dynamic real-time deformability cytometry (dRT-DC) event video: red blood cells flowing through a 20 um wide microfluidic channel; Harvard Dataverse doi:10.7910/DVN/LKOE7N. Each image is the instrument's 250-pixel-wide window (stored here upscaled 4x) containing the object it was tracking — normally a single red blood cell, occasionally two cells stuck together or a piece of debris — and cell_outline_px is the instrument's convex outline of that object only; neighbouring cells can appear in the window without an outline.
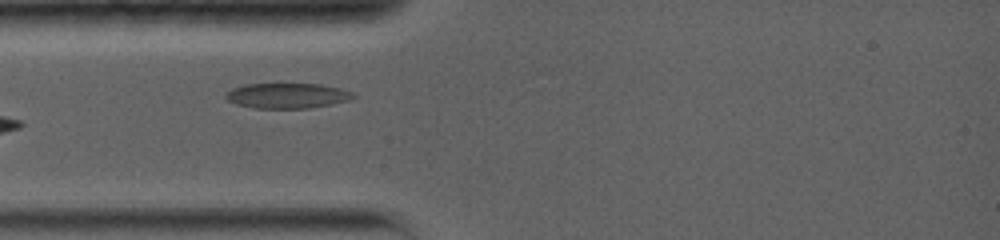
{"species": "common noctule bat (a hibernating species)", "species_latin": "Nyctalus noctula", "temperature_condition": "warm", "stored_images_in_passage": 14, "camera_frame_rate_fps": 5000, "um_per_image_px": 0.085, "animal": {"sex": "female", "body_mass_g": 19.0, "forearm_length_mm": 56.7}, "frame": {"image": 1, "passage_image": 4, "time_ms": 3.2, "image_size_px": [1000, 240], "cell_outline_px": [[356, 96], [348, 100], [332, 104], [308, 108], [252, 108], [236, 104], [228, 100], [224, 96], [232, 88], [244, 84], [320, 84], [340, 88], [352, 92]], "centroid_in_image_um": [24.4, 8.13], "position_along_channel_um": 60.6, "area_um2": 18.67}}
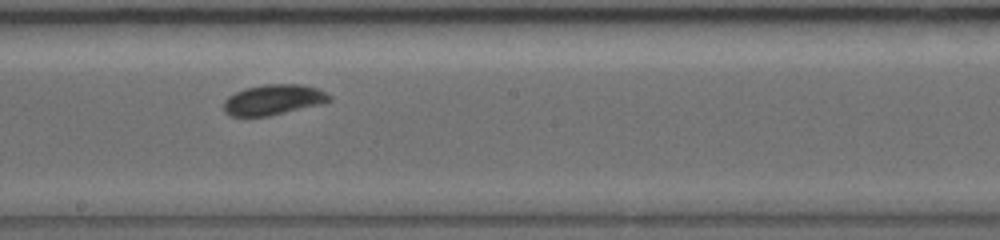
{"frame": {"image": 2, "passage_image": 8, "time_ms": 7.6, "image_size_px": [1000, 240], "cell_outline_px": [[332, 100], [320, 104], [268, 116], [232, 116], [224, 112], [224, 100], [228, 96], [244, 88], [264, 84], [300, 84], [320, 88], [332, 96]], "centroid_in_image_um": [23.25, 8.46], "position_along_channel_um": 224.9, "area_um2": 18.79}}
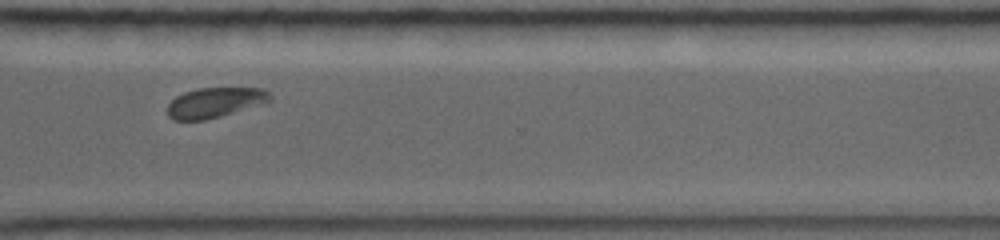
{"frame": {"image": 3, "passage_image": 11, "time_ms": 11.0, "image_size_px": [1000, 240], "cell_outline_px": [[272, 100], [220, 116], [204, 120], [172, 120], [168, 116], [168, 104], [176, 96], [184, 92], [200, 88], [260, 88], [268, 92], [272, 96]], "centroid_in_image_um": [18.23, 8.71], "position_along_channel_um": 352.4, "area_um2": 17.69}, "authors_computed_cell_mechanics": {"area_um2": 18.9295, "velocity_mm_per_s": 3.7424, "shape_relaxation_time_tau1_ms": 2.3816, "shape_relaxation_time_tau2_ms": 9.8598, "deformation_change_tau1": 0.0947, "deformation_change_tau2": 0.1343}}